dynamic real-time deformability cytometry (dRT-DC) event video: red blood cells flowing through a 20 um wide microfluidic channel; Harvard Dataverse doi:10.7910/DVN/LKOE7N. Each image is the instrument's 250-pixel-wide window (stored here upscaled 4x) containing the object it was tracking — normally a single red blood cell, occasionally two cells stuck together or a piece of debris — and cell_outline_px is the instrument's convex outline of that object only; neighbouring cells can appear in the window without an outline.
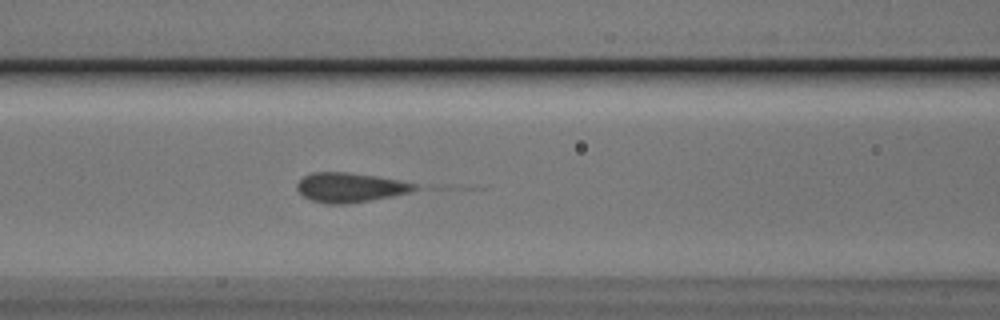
{"species": "Egyptian fruit bat (a non-hibernating species)", "species_latin": "Rousettus aegyptiacus", "temperature_condition": "cold", "stored_images_in_passage": 40, "camera_frame_rate_fps": 3000, "um_per_image_px": 0.085, "animal": {"sex": "male"}, "frame": {"image": 1, "passage_image": 8, "time_ms": 2.333, "image_size_px": [1000, 320], "cell_outline_px": [[420, 188], [408, 192], [392, 196], [344, 204], [324, 204], [312, 200], [304, 196], [296, 188], [296, 184], [304, 176], [312, 172], [348, 172], [376, 176], [416, 184]], "centroid_in_image_um": [29.72, 15.93], "position_along_channel_um": 136.9, "area_um2": 20.0}}
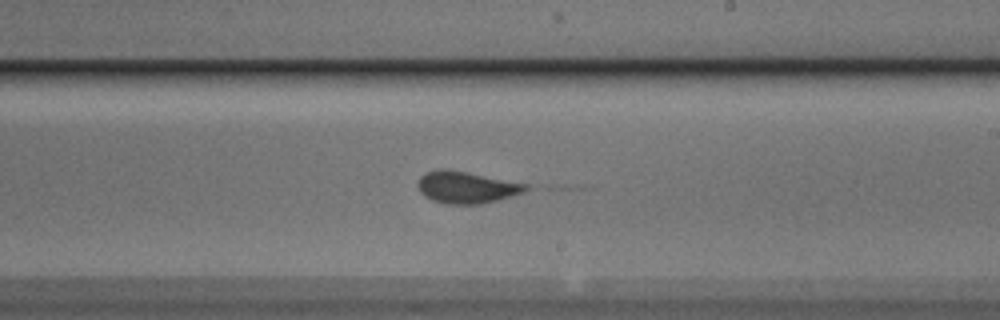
{"frame": {"image": 2, "passage_image": 17, "time_ms": 5.333, "image_size_px": [1000, 320], "cell_outline_px": [[532, 188], [524, 192], [500, 200], [484, 204], [444, 204], [432, 200], [424, 196], [420, 192], [416, 184], [420, 176], [428, 172], [440, 168], [444, 168], [468, 172], [528, 184]], "centroid_in_image_um": [39.66, 15.93], "position_along_channel_um": 249.3, "area_um2": 20.4}}
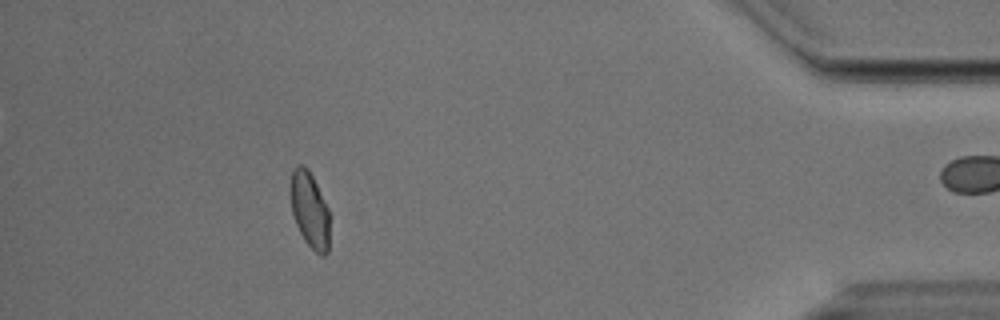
{"frame": {"image": 3, "passage_image": 34, "time_ms": 11.0, "image_size_px": [1000, 320], "cell_outline_px": [[328, 252], [324, 256], [320, 256], [304, 240], [296, 224], [292, 212], [292, 172], [300, 164], [304, 164], [308, 168], [328, 208]], "centroid_in_image_um": [26.34, 17.87], "position_along_channel_um": 408.9, "area_um2": 16.7}}